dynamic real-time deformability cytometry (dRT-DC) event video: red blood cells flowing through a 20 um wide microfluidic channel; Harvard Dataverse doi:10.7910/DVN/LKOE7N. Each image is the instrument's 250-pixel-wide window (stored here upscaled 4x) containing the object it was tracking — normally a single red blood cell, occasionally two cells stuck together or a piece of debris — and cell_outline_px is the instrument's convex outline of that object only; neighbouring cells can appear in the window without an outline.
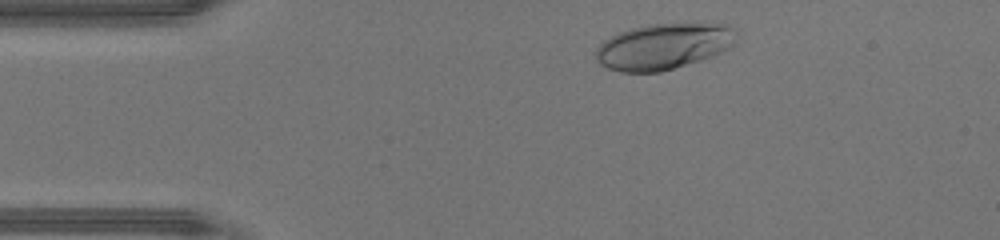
{"species": "human", "species_latin": "Homo sapiens", "temperature_condition": "warm", "stored_images_in_passage": 32, "camera_frame_rate_fps": 3000, "um_per_image_px": 0.085, "donor": {"sex": "male"}, "frame": {"image": 1, "passage_image": 3, "time_ms": 0.667, "image_size_px": [1000, 240], "cell_outline_px": [[736, 44], [720, 52], [700, 60], [660, 72], [620, 72], [608, 68], [600, 64], [596, 60], [596, 48], [604, 40], [620, 32], [632, 28], [652, 24], [692, 20], [716, 20], [728, 24], [736, 28]], "centroid_in_image_um": [56.51, 3.87], "position_along_channel_um": 28.5, "area_um2": 38.9}}
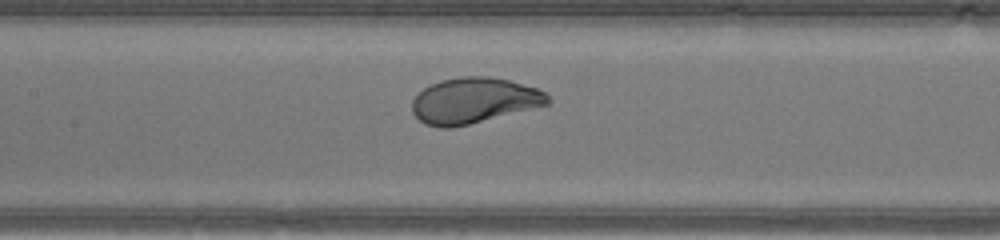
{"frame": {"image": 2, "passage_image": 16, "time_ms": 5.0, "image_size_px": [1000, 240], "cell_outline_px": [[552, 100], [548, 104], [452, 128], [440, 128], [424, 124], [412, 112], [412, 100], [424, 88], [440, 80], [460, 76], [488, 76], [508, 80], [536, 88], [544, 92]], "centroid_in_image_um": [40.25, 8.54], "position_along_channel_um": 167.2, "area_um2": 35.78}}
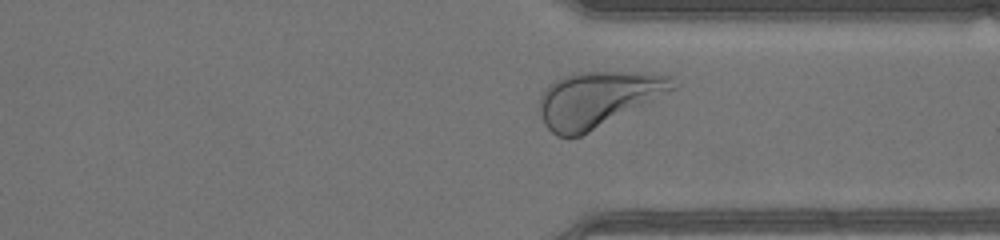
{"frame": {"image": 3, "passage_image": 29, "time_ms": 9.333, "image_size_px": [1000, 240], "cell_outline_px": [[680, 84], [676, 88], [580, 136], [556, 136], [544, 124], [540, 116], [540, 100], [544, 88], [548, 84], [564, 76], [580, 72], [640, 72], [676, 76]], "centroid_in_image_um": [50.83, 8.39], "position_along_channel_um": 360.6, "area_um2": 42.71}, "authors_computed_cell_mechanics": {"area_um2": 36.414, "velocity_mm_per_s": 4.472, "shape_relaxation_time_tau1_ms": 1.7506, "shape_relaxation_time_tau2_ms": null, "deformation_change_tau1": 0.1635, "deformation_change_tau2": null}}